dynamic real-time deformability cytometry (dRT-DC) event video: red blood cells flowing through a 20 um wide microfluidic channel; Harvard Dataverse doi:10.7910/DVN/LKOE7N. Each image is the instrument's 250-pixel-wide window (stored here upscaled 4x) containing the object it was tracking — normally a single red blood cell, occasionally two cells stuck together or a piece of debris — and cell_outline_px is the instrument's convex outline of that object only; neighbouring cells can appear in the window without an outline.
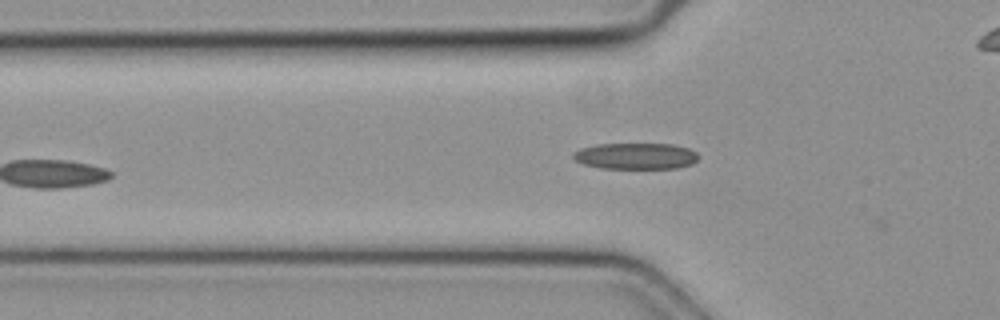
{"species": "common noctule bat (a hibernating species)", "species_latin": "Nyctalus noctula", "temperature_condition": "cold", "stored_images_in_passage": 6, "camera_frame_rate_fps": 3000, "um_per_image_px": 0.085, "animal": {"sex": "female", "body_mass_g": 19.3, "forearm_length_mm": 54.1}, "frame": {"image": 1, "passage_image": 5, "time_ms": 1.333, "image_size_px": [1000, 320], "cell_outline_px": [[700, 156], [692, 164], [676, 168], [600, 168], [584, 164], [576, 160], [572, 156], [572, 152], [580, 148], [596, 144], [672, 144], [688, 148], [696, 152]], "centroid_in_image_um": [54.03, 13.26], "position_along_channel_um": 71.8, "area_um2": 19.19}}